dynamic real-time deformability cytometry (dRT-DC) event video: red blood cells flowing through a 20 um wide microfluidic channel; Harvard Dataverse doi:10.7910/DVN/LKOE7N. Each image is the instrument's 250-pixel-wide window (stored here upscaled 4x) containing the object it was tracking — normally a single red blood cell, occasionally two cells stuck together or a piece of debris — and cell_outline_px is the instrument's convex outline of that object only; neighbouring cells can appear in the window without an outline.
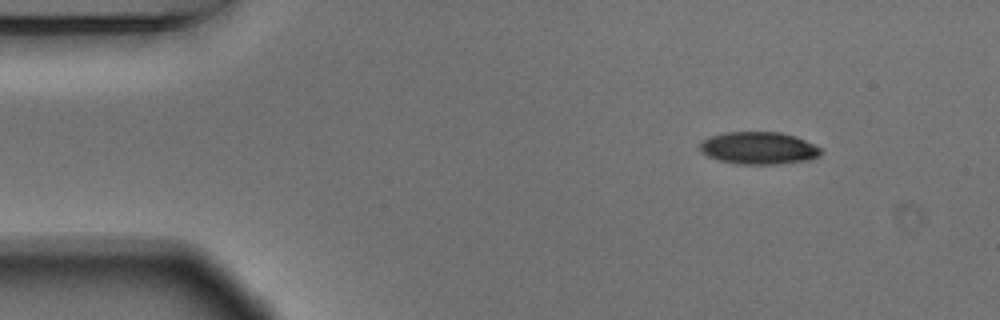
{"species": "Egyptian fruit bat (a non-hibernating species)", "species_latin": "Rousettus aegyptiacus", "temperature_condition": "warm", "stored_images_in_passage": 49, "camera_frame_rate_fps": 3000, "um_per_image_px": 0.085, "animal": {"sex": "male"}, "frame": {"image": 1, "passage_image": 1, "time_ms": 0.0, "image_size_px": [1000, 320], "cell_outline_px": [[820, 152], [816, 156], [808, 160], [776, 164], [736, 164], [720, 160], [708, 156], [700, 148], [700, 144], [708, 136], [724, 132], [780, 132], [796, 136], [820, 148]], "centroid_in_image_um": [64.46, 12.58], "position_along_channel_um": 20.5, "area_um2": 22.54}}
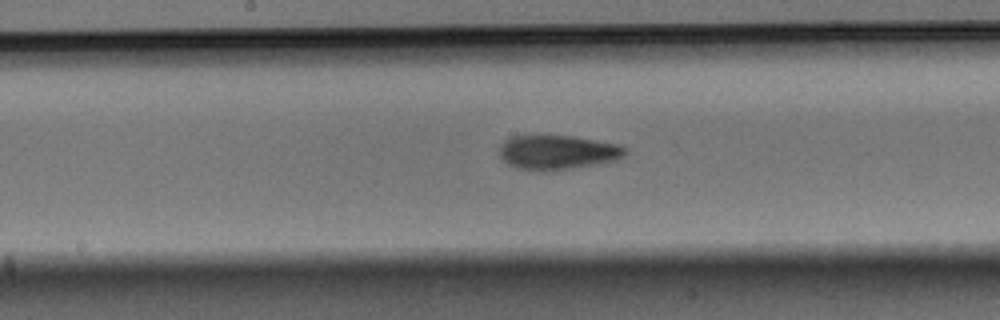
{"frame": {"image": 2, "passage_image": 22, "time_ms": 7.0, "image_size_px": [1000, 320], "cell_outline_px": [[628, 152], [624, 156], [616, 160], [572, 168], [544, 172], [540, 172], [516, 168], [508, 164], [500, 156], [500, 144], [508, 136], [572, 136], [620, 144], [628, 148]], "centroid_in_image_um": [47.39, 12.95], "position_along_channel_um": 200.8, "area_um2": 25.43}}
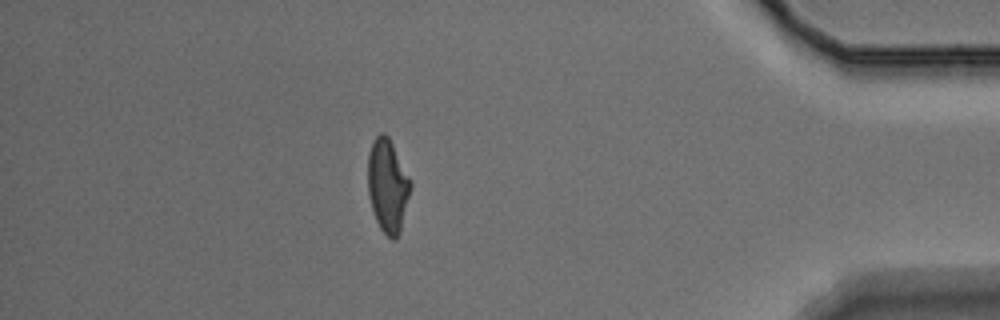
{"frame": {"image": 3, "passage_image": 42, "time_ms": 13.667, "image_size_px": [1000, 320], "cell_outline_px": [[412, 188], [400, 232], [396, 240], [392, 240], [380, 228], [376, 220], [368, 196], [368, 152], [372, 140], [380, 132], [384, 132], [388, 136], [412, 180]], "centroid_in_image_um": [32.96, 15.77], "position_along_channel_um": 402.2, "area_um2": 23.58}, "authors_computed_cell_mechanics": {"area_um2": 24.1604, "velocity_mm_per_s": 3.6787, "shape_relaxation_time_tau1_ms": 3.4347, "shape_relaxation_time_tau2_ms": 2.7941, "deformation_change_tau1": 0.1617, "deformation_change_tau2": 0.0815}}